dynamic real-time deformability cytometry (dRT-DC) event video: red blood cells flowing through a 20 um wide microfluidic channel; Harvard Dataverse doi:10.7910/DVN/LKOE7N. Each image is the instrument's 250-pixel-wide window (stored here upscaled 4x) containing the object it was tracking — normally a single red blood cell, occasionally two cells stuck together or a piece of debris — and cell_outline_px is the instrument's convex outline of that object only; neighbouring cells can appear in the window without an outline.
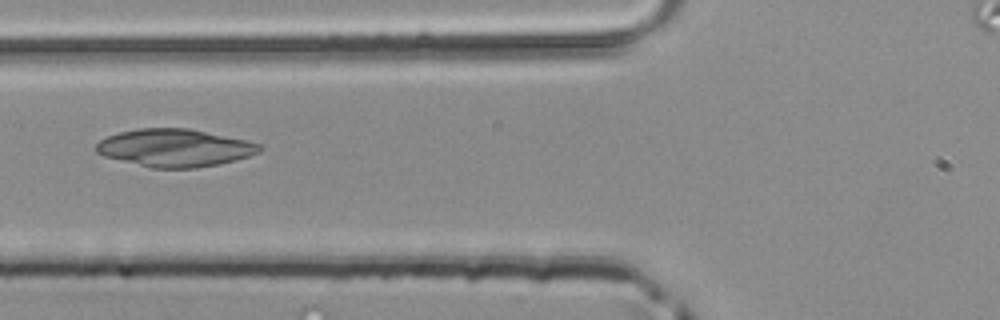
{"species": "common noctule bat (a hibernating species)", "species_latin": "Nyctalus noctula", "temperature_condition": "room temperature", "stored_images_in_passage": 33, "camera_frame_rate_fps": 3000, "um_per_image_px": 0.085, "animal": {"sex": "male", "body_mass_g": 20.4}, "frame": {"image": 1, "passage_image": 7, "time_ms": 2.0, "image_size_px": [1000, 320], "cell_outline_px": [[264, 148], [260, 152], [236, 160], [196, 168], [152, 168], [104, 156], [96, 152], [96, 144], [100, 140], [108, 136], [120, 132], [140, 128], [188, 128], [244, 140], [260, 144]], "centroid_in_image_um": [14.85, 12.57], "position_along_channel_um": 111.0, "area_um2": 35.55}}
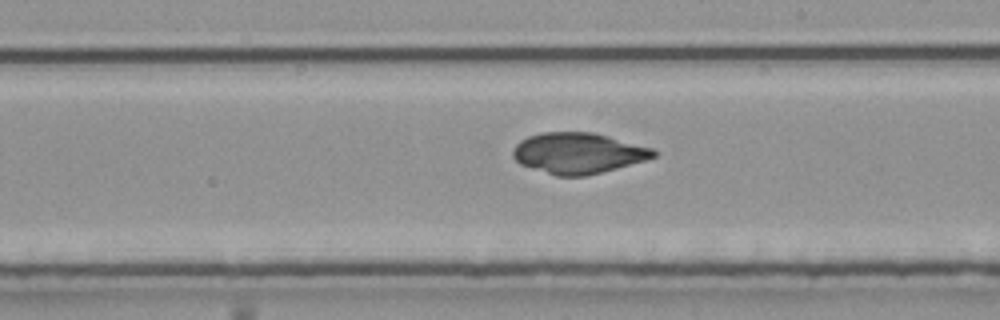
{"frame": {"image": 2, "passage_image": 16, "time_ms": 5.0, "image_size_px": [1000, 320], "cell_outline_px": [[660, 152], [656, 156], [644, 160], [588, 176], [556, 176], [520, 164], [512, 156], [512, 148], [520, 140], [528, 136], [540, 132], [592, 132], [608, 136], [652, 148]], "centroid_in_image_um": [49.11, 13.01], "position_along_channel_um": 239.9, "area_um2": 33.47}}
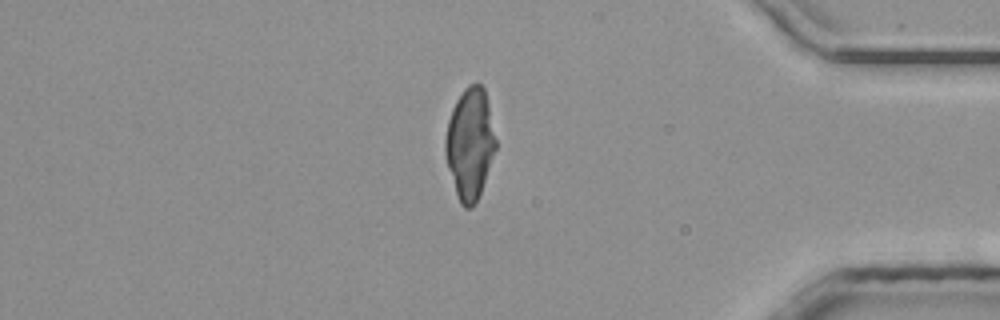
{"frame": {"image": 3, "passage_image": 29, "time_ms": 9.333, "image_size_px": [1000, 320], "cell_outline_px": [[496, 148], [480, 192], [472, 208], [464, 208], [460, 204], [448, 168], [444, 152], [444, 140], [448, 120], [452, 108], [456, 100], [464, 88], [468, 84], [480, 84], [484, 88], [488, 104], [496, 140]], "centroid_in_image_um": [39.92, 12.19], "position_along_channel_um": 395.3, "area_um2": 32.37}}